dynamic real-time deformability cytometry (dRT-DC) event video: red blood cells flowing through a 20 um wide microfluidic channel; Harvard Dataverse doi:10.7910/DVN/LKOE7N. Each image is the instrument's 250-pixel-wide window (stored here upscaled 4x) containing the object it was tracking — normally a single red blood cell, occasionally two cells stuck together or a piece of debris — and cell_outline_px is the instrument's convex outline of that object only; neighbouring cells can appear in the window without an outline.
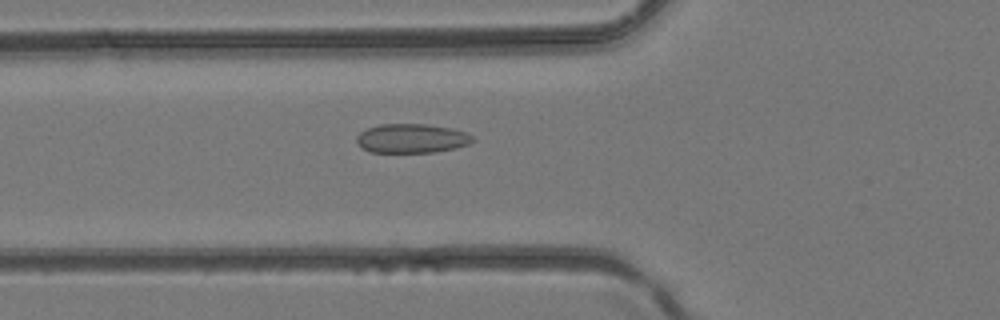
{"species": "common noctule bat (a hibernating species)", "species_latin": "Nyctalus noctula", "temperature_condition": "room temperature", "stored_images_in_passage": 36, "camera_frame_rate_fps": 3000, "um_per_image_px": 0.085, "animal": {"sex": "female", "body_mass_g": 24.6, "forearm_length_mm": 56.2}, "frame": {"image": 1, "passage_image": 10, "time_ms": 3.0, "image_size_px": [1000, 320], "cell_outline_px": [[476, 140], [468, 144], [456, 148], [432, 152], [368, 152], [360, 148], [356, 144], [356, 136], [360, 132], [368, 128], [380, 124], [424, 124], [448, 128], [464, 132], [472, 136]], "centroid_in_image_um": [34.93, 11.77], "position_along_channel_um": 90.9, "area_um2": 19.71}}
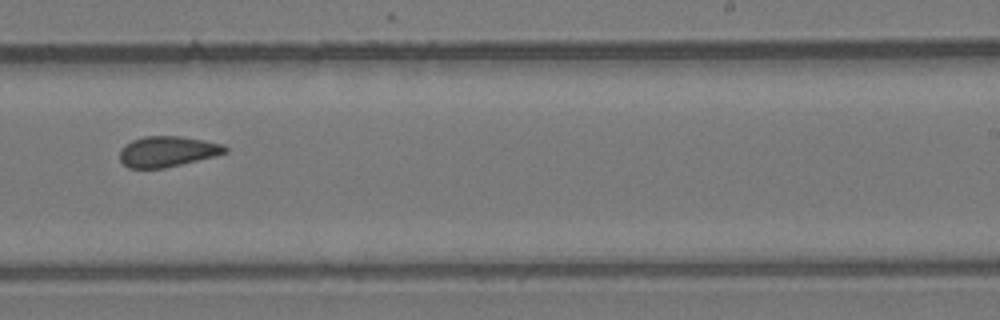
{"frame": {"image": 2, "passage_image": 21, "time_ms": 6.667, "image_size_px": [1000, 320], "cell_outline_px": [[228, 152], [216, 156], [164, 168], [128, 168], [120, 160], [120, 148], [124, 144], [132, 140], [144, 136], [180, 136], [224, 144], [228, 148]], "centroid_in_image_um": [14.23, 12.87], "position_along_channel_um": 274.8, "area_um2": 18.9}}
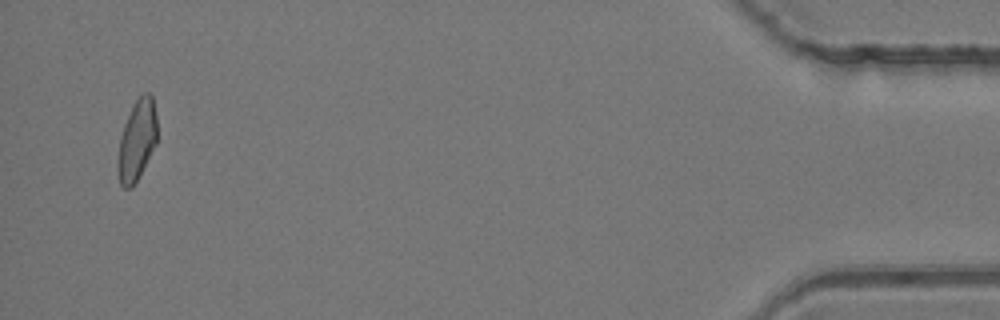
{"frame": {"image": 3, "passage_image": 35, "time_ms": 11.333, "image_size_px": [1000, 320], "cell_outline_px": [[156, 144], [132, 188], [124, 188], [120, 184], [116, 160], [120, 136], [124, 124], [136, 100], [144, 92], [148, 92], [152, 96], [156, 116]], "centroid_in_image_um": [11.62, 11.94], "position_along_channel_um": 423.6, "area_um2": 18.26}}